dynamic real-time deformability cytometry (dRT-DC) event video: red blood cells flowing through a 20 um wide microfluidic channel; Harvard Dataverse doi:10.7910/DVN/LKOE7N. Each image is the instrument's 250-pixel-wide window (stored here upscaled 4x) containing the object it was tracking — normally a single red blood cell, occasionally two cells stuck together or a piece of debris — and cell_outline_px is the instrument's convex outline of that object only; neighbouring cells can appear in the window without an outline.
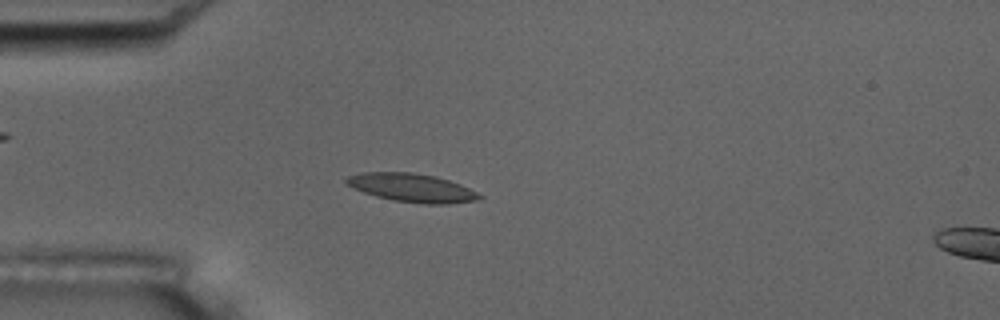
{"species": "common noctule bat (a hibernating species)", "species_latin": "Nyctalus noctula", "temperature_condition": "room temperature", "stored_images_in_passage": 5, "camera_frame_rate_fps": 3000, "um_per_image_px": 0.085, "animal": {"sex": "male", "body_mass_g": 17.5, "forearm_length_mm": 52.3}, "frame": {"image": 1, "passage_image": 4, "time_ms": 3.667, "image_size_px": [1000, 320], "cell_outline_px": [[484, 196], [476, 200], [448, 204], [424, 204], [392, 200], [376, 196], [364, 192], [344, 184], [344, 180], [348, 176], [364, 172], [412, 172], [436, 176], [460, 184]], "centroid_in_image_um": [34.99, 15.96], "position_along_channel_um": 50.0, "area_um2": 22.02}}